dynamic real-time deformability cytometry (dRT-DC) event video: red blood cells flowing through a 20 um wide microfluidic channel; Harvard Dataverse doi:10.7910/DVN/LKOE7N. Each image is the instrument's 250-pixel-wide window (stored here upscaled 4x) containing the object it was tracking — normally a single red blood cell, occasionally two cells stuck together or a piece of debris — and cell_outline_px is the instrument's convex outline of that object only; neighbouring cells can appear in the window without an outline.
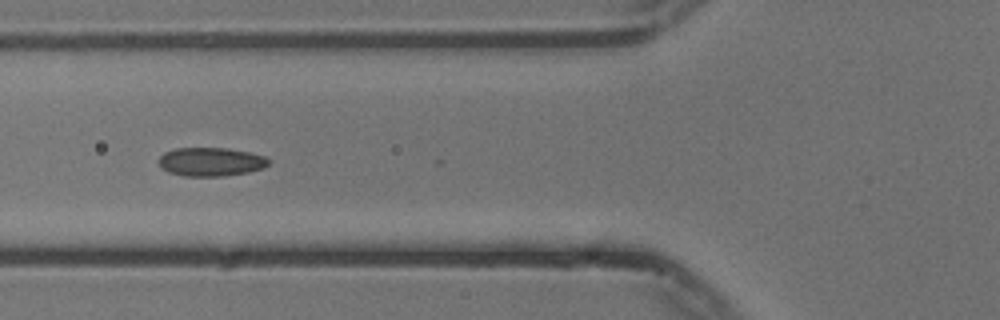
{"species": "common noctule bat (a hibernating species)", "species_latin": "Nyctalus noctula", "temperature_condition": "cold", "stored_images_in_passage": 14, "camera_frame_rate_fps": 3000, "um_per_image_px": 0.085, "animal": {"sex": "male", "body_mass_g": 13.3}, "frame": {"image": 1, "passage_image": 6, "time_ms": 1.667, "image_size_px": [1000, 320], "cell_outline_px": [[272, 160], [264, 168], [248, 172], [224, 176], [184, 176], [168, 172], [160, 164], [160, 156], [164, 152], [176, 148], [228, 148], [248, 152], [264, 156]], "centroid_in_image_um": [17.96, 13.75], "position_along_channel_um": 107.8, "area_um2": 18.32}}